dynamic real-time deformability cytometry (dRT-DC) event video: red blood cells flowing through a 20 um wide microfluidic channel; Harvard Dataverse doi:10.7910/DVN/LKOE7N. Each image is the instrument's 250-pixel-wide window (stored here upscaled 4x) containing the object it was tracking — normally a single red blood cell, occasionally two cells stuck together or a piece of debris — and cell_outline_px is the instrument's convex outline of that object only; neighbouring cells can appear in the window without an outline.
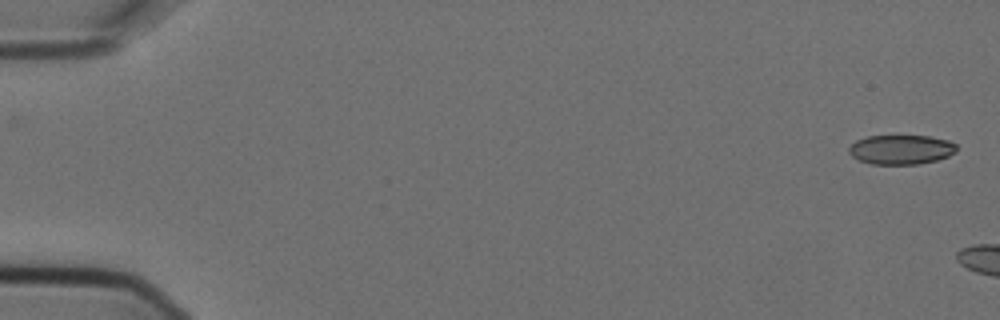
{"species": "Egyptian fruit bat (a non-hibernating species)", "species_latin": "Rousettus aegyptiacus", "temperature_condition": "cold", "stored_images_in_passage": 2, "camera_frame_rate_fps": 3000, "um_per_image_px": 0.085, "animal": {"sex": "female"}, "frame": {"image": 1, "passage_image": 2, "time_ms": 0.333, "image_size_px": [1000, 320], "cell_outline_px": [[956, 152], [948, 156], [936, 160], [920, 164], [872, 164], [860, 160], [852, 156], [848, 152], [848, 148], [856, 140], [868, 136], [928, 136], [948, 140], [956, 144]], "centroid_in_image_um": [76.59, 12.71], "position_along_channel_um": 8.4, "area_um2": 18.44}}